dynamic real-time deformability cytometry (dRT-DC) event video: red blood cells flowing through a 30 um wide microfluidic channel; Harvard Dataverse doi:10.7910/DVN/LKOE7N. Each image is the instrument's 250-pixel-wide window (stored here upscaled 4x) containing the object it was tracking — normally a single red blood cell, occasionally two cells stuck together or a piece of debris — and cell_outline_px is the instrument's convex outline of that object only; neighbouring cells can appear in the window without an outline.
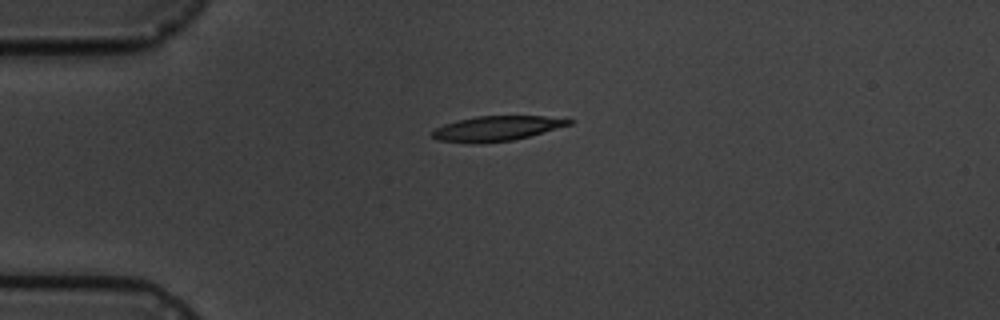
{"species": "common noctule bat (a hibernating species)", "species_latin": "Nyctalus noctula", "temperature_condition": "cold", "stored_images_in_passage": 3, "camera_frame_rate_fps": 3000, "um_per_image_px": 0.085, "animal": {"sex": "male", "body_mass_g": 19.5, "forearm_length_mm": 54.6}, "frame": {"image": 1, "passage_image": 1, "time_ms": 0.0, "image_size_px": [1000, 320], "cell_outline_px": [[572, 124], [528, 136], [512, 140], [472, 144], [440, 140], [432, 136], [432, 132], [436, 128], [444, 124], [456, 120], [476, 116], [544, 116], [572, 120]], "centroid_in_image_um": [42.17, 10.91], "position_along_channel_um": 42.8, "area_um2": 19.59}}
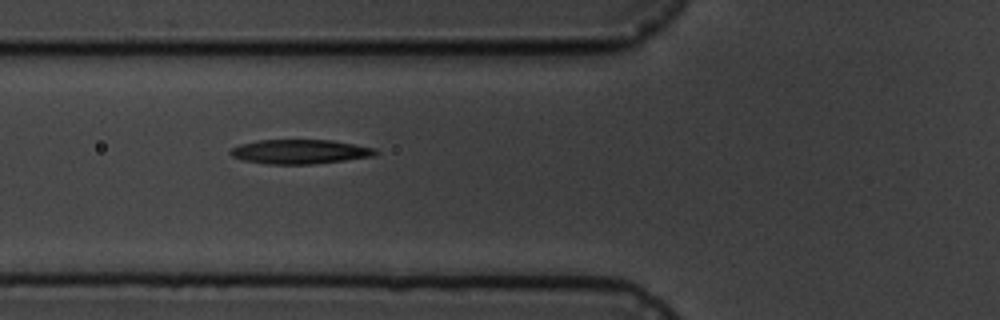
{"frame": {"image": 2, "passage_image": 3, "time_ms": 2.333, "image_size_px": [1000, 320], "cell_outline_px": [[380, 152], [372, 156], [344, 160], [312, 164], [268, 164], [244, 160], [232, 156], [228, 152], [232, 148], [240, 144], [260, 140], [332, 140], [356, 144], [376, 148]], "centroid_in_image_um": [25.52, 12.88], "position_along_channel_um": 100.3, "area_um2": 20.52}}